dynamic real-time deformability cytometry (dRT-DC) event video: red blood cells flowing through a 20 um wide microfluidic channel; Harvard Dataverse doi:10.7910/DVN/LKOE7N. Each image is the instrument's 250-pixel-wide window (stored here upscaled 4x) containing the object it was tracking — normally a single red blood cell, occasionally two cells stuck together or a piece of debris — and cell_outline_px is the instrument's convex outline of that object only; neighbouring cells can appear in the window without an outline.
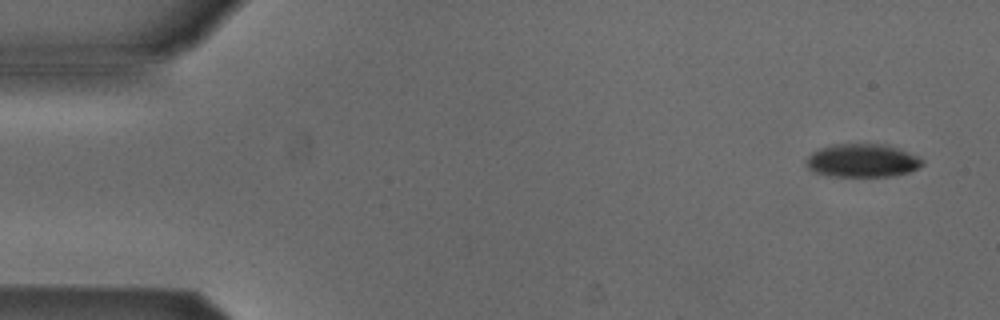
{"species": "Egyptian fruit bat (a non-hibernating species)", "species_latin": "Rousettus aegyptiacus", "temperature_condition": "cold", "stored_images_in_passage": 5, "camera_frame_rate_fps": 3000, "um_per_image_px": 0.085, "animal": {"sex": "male"}, "frame": {"image": 1, "passage_image": 1, "time_ms": 0.0, "image_size_px": [1000, 320], "cell_outline_px": [[924, 164], [908, 172], [896, 176], [828, 176], [812, 172], [804, 164], [804, 160], [812, 152], [820, 148], [832, 144], [884, 144], [900, 148], [920, 156], [924, 160]], "centroid_in_image_um": [73.28, 13.65], "position_along_channel_um": 11.7, "area_um2": 22.95}}
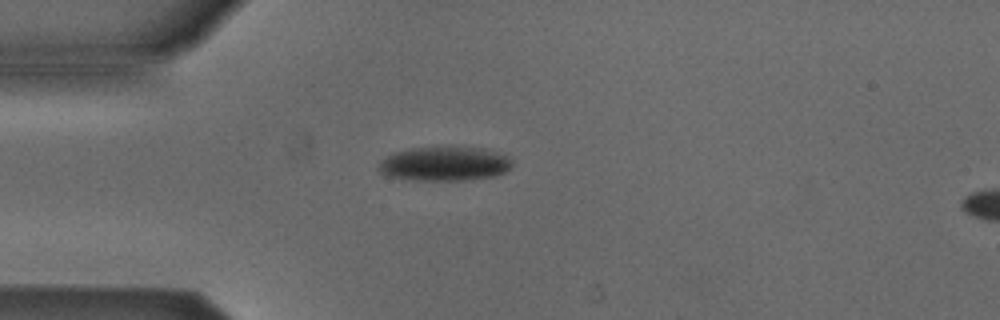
{"frame": {"image": 2, "passage_image": 4, "time_ms": 1.0, "image_size_px": [1000, 320], "cell_outline_px": [[512, 168], [504, 172], [492, 176], [464, 180], [412, 180], [384, 176], [376, 168], [380, 160], [396, 152], [412, 148], [488, 148], [512, 156]], "centroid_in_image_um": [37.81, 13.93], "position_along_channel_um": 47.2, "area_um2": 26.76}}